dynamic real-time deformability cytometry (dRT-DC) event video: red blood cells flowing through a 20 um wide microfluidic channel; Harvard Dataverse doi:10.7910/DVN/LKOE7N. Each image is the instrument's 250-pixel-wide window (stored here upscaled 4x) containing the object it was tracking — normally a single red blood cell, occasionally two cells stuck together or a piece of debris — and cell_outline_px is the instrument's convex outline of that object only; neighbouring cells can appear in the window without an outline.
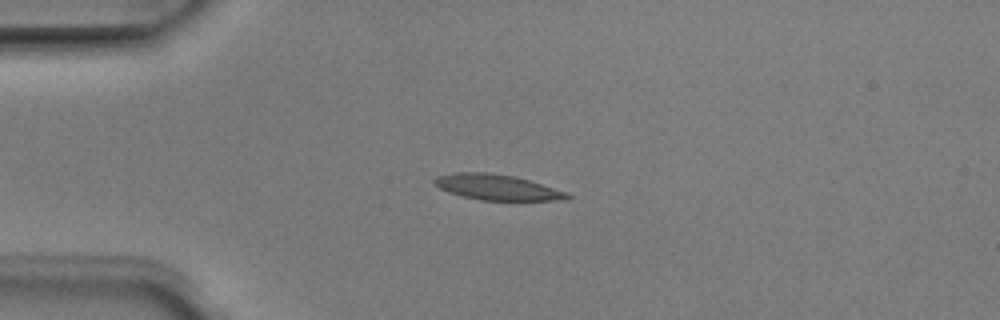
{"species": "Egyptian fruit bat (a non-hibernating species)", "species_latin": "Rousettus aegyptiacus", "temperature_condition": "room temperature", "stored_images_in_passage": 1, "camera_frame_rate_fps": 3000, "um_per_image_px": 0.085, "animal": {"sex": "male"}, "frame": {"image": 1, "passage_image": 1, "time_ms": 0.0, "image_size_px": [1000, 320], "cell_outline_px": [[572, 196], [568, 200], [480, 200], [448, 192], [432, 184], [432, 180], [436, 176], [456, 172], [484, 172], [516, 176], [568, 192]], "centroid_in_image_um": [42.25, 15.91], "position_along_channel_um": 42.8, "area_um2": 19.88}}